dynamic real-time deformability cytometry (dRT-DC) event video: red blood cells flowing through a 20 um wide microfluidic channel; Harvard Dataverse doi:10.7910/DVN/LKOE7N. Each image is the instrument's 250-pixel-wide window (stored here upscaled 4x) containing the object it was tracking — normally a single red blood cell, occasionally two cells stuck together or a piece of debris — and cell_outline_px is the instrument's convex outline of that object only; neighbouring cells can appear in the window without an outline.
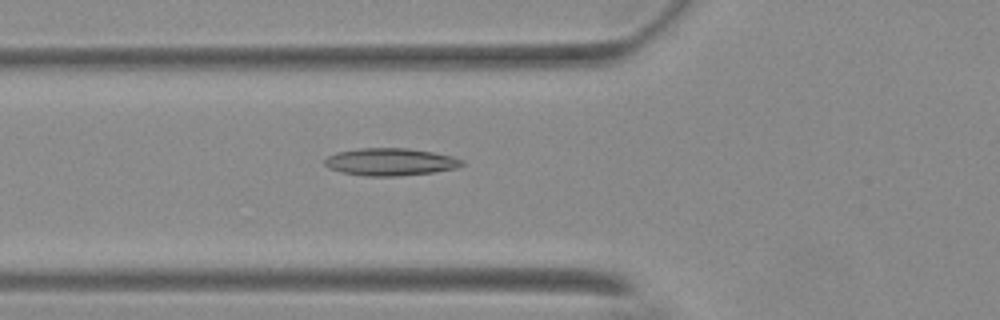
{"species": "Egyptian fruit bat (a non-hibernating species)", "species_latin": "Rousettus aegyptiacus", "temperature_condition": "warm", "stored_images_in_passage": 56, "camera_frame_rate_fps": 3000, "um_per_image_px": 0.085, "animal": {"sex": "female"}, "frame": {"image": 1, "passage_image": 21, "time_ms": 6.667, "image_size_px": [1000, 320], "cell_outline_px": [[464, 164], [456, 168], [432, 172], [400, 176], [368, 176], [344, 172], [332, 168], [324, 164], [324, 160], [328, 156], [336, 152], [360, 148], [408, 148], [432, 152], [452, 156], [464, 160]], "centroid_in_image_um": [33.21, 13.75], "position_along_channel_um": 92.6, "area_um2": 21.73}}
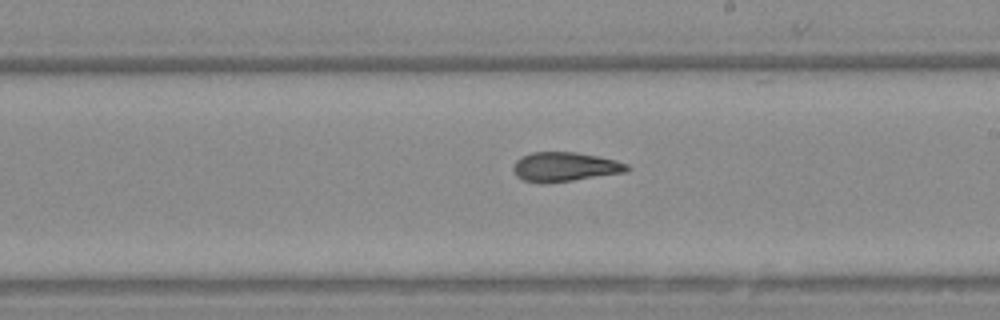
{"frame": {"image": 2, "passage_image": 33, "time_ms": 10.667, "image_size_px": [1000, 320], "cell_outline_px": [[632, 168], [624, 172], [572, 180], [544, 184], [540, 184], [524, 180], [516, 176], [512, 168], [516, 160], [520, 156], [532, 152], [576, 152], [616, 160], [628, 164]], "centroid_in_image_um": [47.97, 14.18], "position_along_channel_um": 241.0, "area_um2": 19.48}}
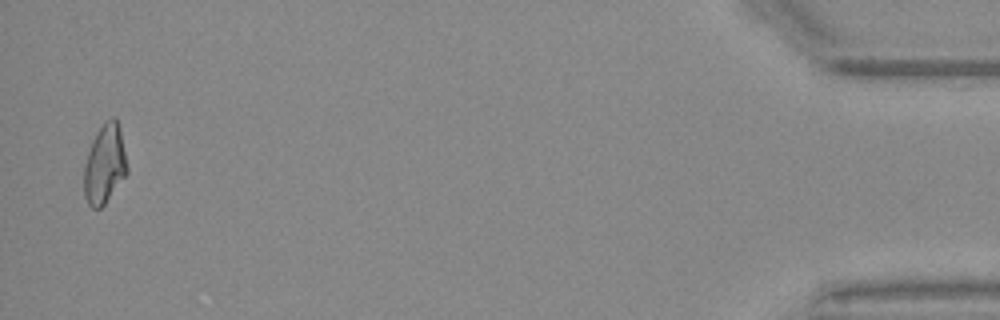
{"frame": {"image": 3, "passage_image": 55, "time_ms": 18.0, "image_size_px": [1000, 320], "cell_outline_px": [[128, 172], [104, 204], [100, 208], [92, 208], [88, 204], [84, 196], [84, 164], [92, 140], [96, 132], [104, 120], [112, 116], [116, 116], [120, 128], [128, 168]], "centroid_in_image_um": [8.89, 13.91], "position_along_channel_um": 426.3, "area_um2": 20.06}, "authors_computed_cell_mechanics": {"area_um2": 20.3167, "velocity_mm_per_s": 3.7078, "shape_relaxation_time_tau1_ms": null, "shape_relaxation_time_tau2_ms": 4.0355, "deformation_change_tau1": null, "deformation_change_tau2": 0.124}}